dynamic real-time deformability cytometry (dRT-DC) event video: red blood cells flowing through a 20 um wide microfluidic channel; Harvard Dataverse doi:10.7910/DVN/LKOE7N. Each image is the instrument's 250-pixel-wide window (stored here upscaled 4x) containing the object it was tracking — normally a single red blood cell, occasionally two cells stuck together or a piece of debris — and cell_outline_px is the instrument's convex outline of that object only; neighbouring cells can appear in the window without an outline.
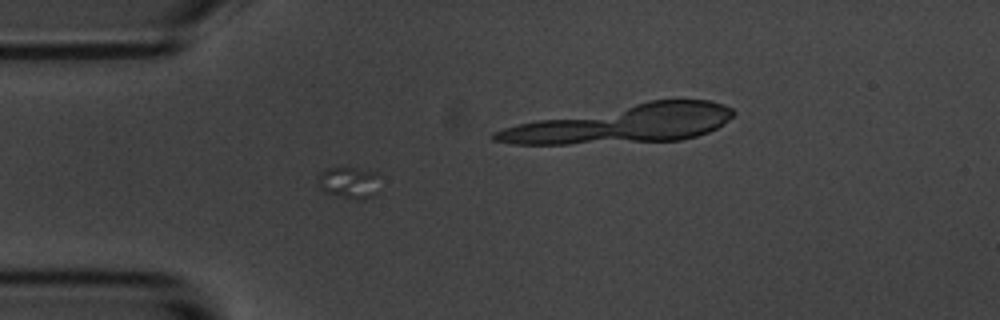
{"species": "common noctule bat (a hibernating species)", "species_latin": "Nyctalus noctula", "temperature_condition": "room temperature", "stored_images_in_passage": 17, "camera_frame_rate_fps": 3000, "um_per_image_px": 0.085, "animal": {"sex": "male", "body_mass_g": 20.1, "forearm_length_mm": 53.5}, "frame": {"image": 1, "passage_image": 6, "time_ms": 6.0, "image_size_px": [1000, 320], "cell_outline_px": [[376, 192], [372, 196], [364, 200], [356, 200], [324, 192], [320, 188], [320, 172], [328, 168], [356, 168], [376, 172]], "centroid_in_image_um": [29.65, 15.54], "position_along_channel_um": 55.3, "area_um2": 11.04}}